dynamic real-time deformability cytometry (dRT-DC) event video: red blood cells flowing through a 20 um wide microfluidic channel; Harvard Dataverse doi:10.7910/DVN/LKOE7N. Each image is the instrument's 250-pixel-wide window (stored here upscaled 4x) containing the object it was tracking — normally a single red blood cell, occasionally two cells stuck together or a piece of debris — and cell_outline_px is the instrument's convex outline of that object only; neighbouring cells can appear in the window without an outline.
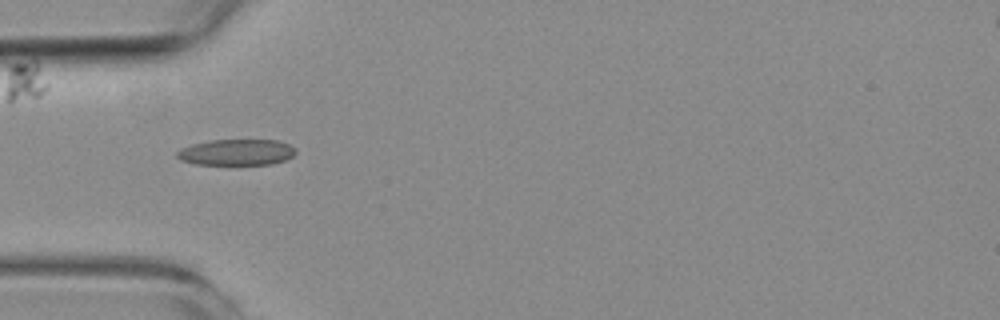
{"species": "common noctule bat (a hibernating species)", "species_latin": "Nyctalus noctula", "temperature_condition": "room temperature", "stored_images_in_passage": 11, "camera_frame_rate_fps": 3000, "um_per_image_px": 0.085, "animal": {"sex": "female", "body_mass_g": 19.3, "forearm_length_mm": 54.1}, "frame": {"image": 1, "passage_image": 4, "time_ms": 4.333, "image_size_px": [1000, 320], "cell_outline_px": [[296, 152], [292, 156], [284, 160], [272, 164], [196, 164], [180, 160], [176, 156], [176, 152], [180, 148], [192, 144], [212, 140], [276, 140], [288, 144], [296, 148]], "centroid_in_image_um": [20.08, 12.94], "position_along_channel_um": 64.9, "area_um2": 17.98}}
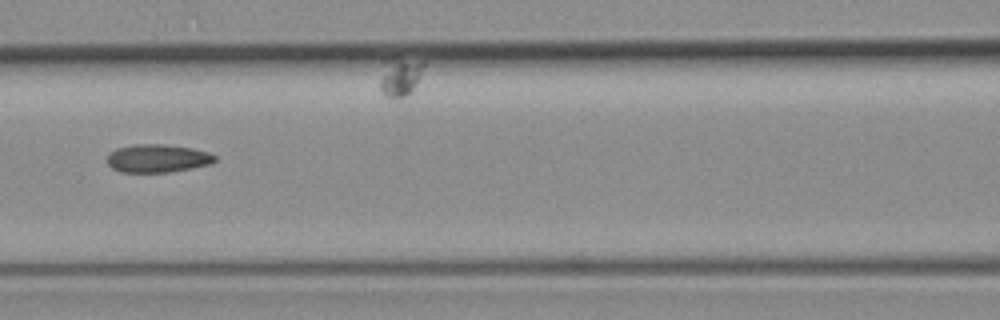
{"frame": {"image": 2, "passage_image": 6, "time_ms": 6.667, "image_size_px": [1000, 320], "cell_outline_px": [[216, 160], [212, 164], [192, 168], [168, 172], [120, 172], [112, 168], [108, 164], [108, 152], [116, 148], [132, 144], [164, 144], [192, 148], [208, 152], [216, 156]], "centroid_in_image_um": [13.38, 13.45], "position_along_channel_um": 153.2, "area_um2": 17.8}}
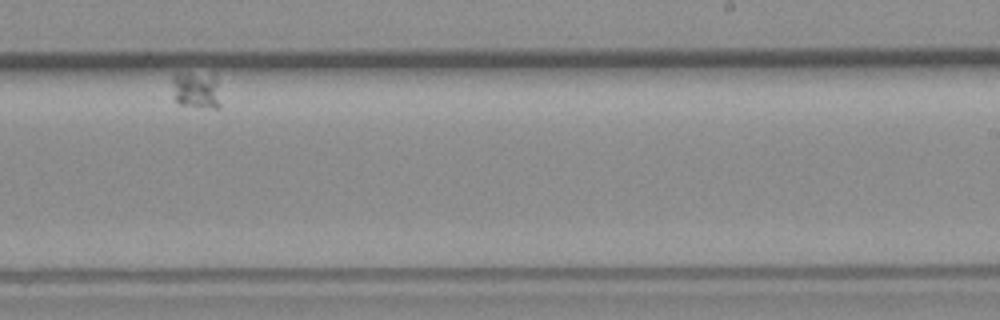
{"frame": {"image": 3, "passage_image": 11, "time_ms": 12.667, "image_size_px": [1000, 320], "cell_outline_px": [[220, 108], [212, 108], [180, 104], [176, 100], [172, 84], [172, 76], [176, 72], [212, 72], [216, 76], [220, 104]], "centroid_in_image_um": [16.7, 7.58], "position_along_channel_um": 272.3, "area_um2": 10.75}}